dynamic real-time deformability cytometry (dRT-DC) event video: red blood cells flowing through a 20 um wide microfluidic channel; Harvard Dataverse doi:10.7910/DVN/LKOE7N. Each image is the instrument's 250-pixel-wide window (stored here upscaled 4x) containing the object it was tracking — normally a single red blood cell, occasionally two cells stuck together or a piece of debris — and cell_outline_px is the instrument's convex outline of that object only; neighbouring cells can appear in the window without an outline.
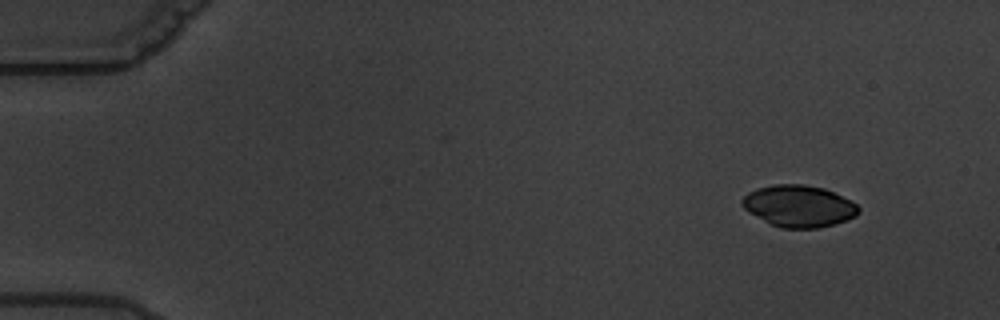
{"species": "common noctule bat (a hibernating species)", "species_latin": "Nyctalus noctula", "temperature_condition": "warm", "stored_images_in_passage": 8, "camera_frame_rate_fps": 3000, "um_per_image_px": 0.085, "animal": {"sex": "male", "body_mass_g": 19.5, "forearm_length_mm": 54.6}, "frame": {"image": 1, "passage_image": 1, "time_ms": 0.0, "image_size_px": [1000, 320], "cell_outline_px": [[860, 212], [856, 216], [832, 224], [816, 228], [780, 228], [748, 212], [740, 204], [740, 200], [748, 192], [756, 188], [776, 184], [804, 184], [824, 188], [852, 200], [860, 208]], "centroid_in_image_um": [67.89, 17.5], "position_along_channel_um": 17.1, "area_um2": 28.32}}